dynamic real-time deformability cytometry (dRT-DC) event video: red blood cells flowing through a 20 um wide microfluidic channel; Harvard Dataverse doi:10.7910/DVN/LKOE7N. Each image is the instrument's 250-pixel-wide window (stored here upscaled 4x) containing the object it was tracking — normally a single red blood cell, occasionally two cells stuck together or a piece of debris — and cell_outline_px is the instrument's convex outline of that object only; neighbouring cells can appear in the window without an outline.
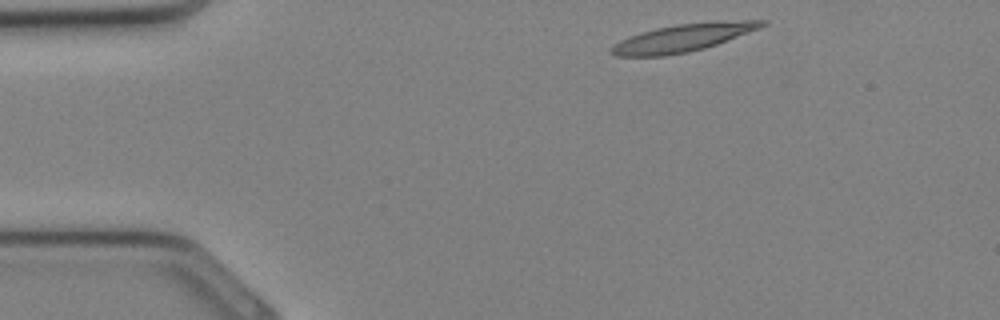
{"species": "Egyptian fruit bat (a non-hibernating species)", "species_latin": "Rousettus aegyptiacus", "temperature_condition": "cold", "stored_images_in_passage": 29, "camera_frame_rate_fps": 3000, "um_per_image_px": 0.085, "animal": {"sex": "female"}, "frame": {"image": 1, "passage_image": 1, "time_ms": 0.0, "image_size_px": [1000, 320], "cell_outline_px": [[768, 24], [760, 28], [716, 44], [704, 48], [688, 52], [664, 56], [616, 56], [608, 52], [620, 40], [640, 32], [656, 28], [676, 24], [720, 20], [768, 20]], "centroid_in_image_um": [58.08, 3.2], "position_along_channel_um": 26.9, "area_um2": 24.28}}
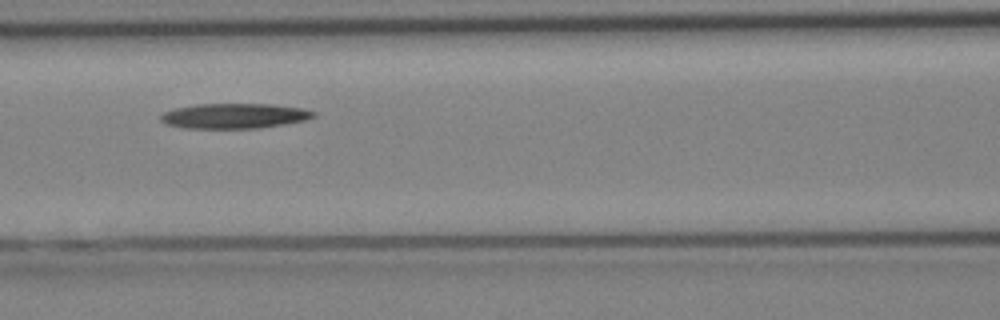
{"frame": {"image": 2, "passage_image": 10, "time_ms": 3.0, "image_size_px": [1000, 320], "cell_outline_px": [[316, 116], [308, 120], [260, 128], [184, 128], [164, 124], [160, 120], [160, 116], [164, 112], [176, 108], [196, 104], [272, 104], [300, 108], [316, 112]], "centroid_in_image_um": [19.92, 9.85], "position_along_channel_um": 146.7, "area_um2": 22.43}}
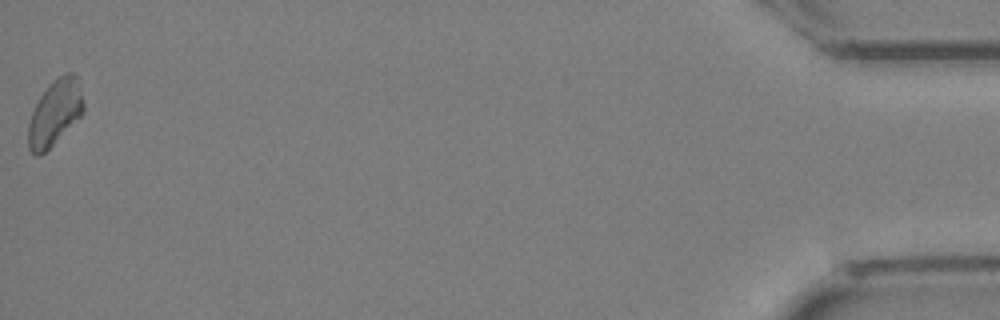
{"frame": {"image": 3, "passage_image": 29, "time_ms": 9.333, "image_size_px": [1000, 320], "cell_outline_px": [[84, 112], [40, 156], [36, 156], [28, 148], [28, 124], [32, 112], [40, 96], [48, 84], [64, 72], [72, 72], [76, 76], [84, 104]], "centroid_in_image_um": [4.65, 9.56], "position_along_channel_um": 430.6, "area_um2": 20.75}}